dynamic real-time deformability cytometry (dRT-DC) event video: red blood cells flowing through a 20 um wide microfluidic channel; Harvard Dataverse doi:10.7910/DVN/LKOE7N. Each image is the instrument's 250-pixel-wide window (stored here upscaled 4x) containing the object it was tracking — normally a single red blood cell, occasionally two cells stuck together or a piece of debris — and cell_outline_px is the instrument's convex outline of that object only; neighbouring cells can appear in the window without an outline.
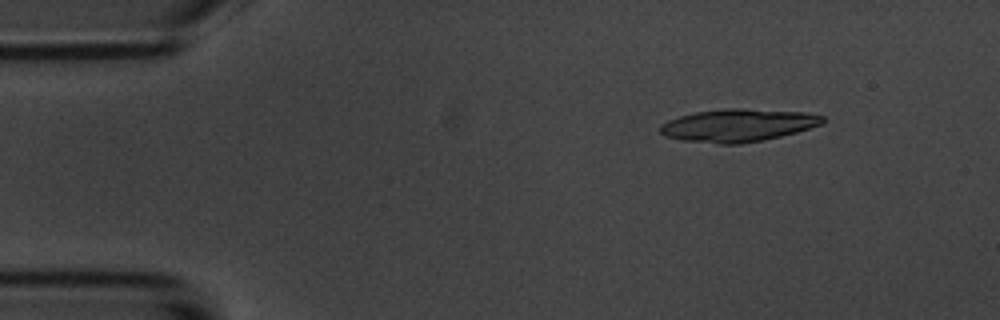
{"species": "common noctule bat (a hibernating species)", "species_latin": "Nyctalus noctula", "temperature_condition": "room temperature", "stored_images_in_passage": 5, "camera_frame_rate_fps": 3000, "um_per_image_px": 0.085, "animal": {"sex": "male", "body_mass_g": 20.1, "forearm_length_mm": 53.5}, "frame": {"image": 1, "passage_image": 2, "time_ms": 1.333, "image_size_px": [1000, 320], "cell_outline_px": [[824, 120], [820, 124], [796, 132], [764, 140], [740, 144], [720, 144], [684, 140], [664, 136], [660, 132], [660, 124], [668, 120], [680, 116], [696, 112], [724, 108], [736, 108], [804, 112], [824, 116]], "centroid_in_image_um": [62.69, 10.65], "position_along_channel_um": 22.3, "area_um2": 30.75}}